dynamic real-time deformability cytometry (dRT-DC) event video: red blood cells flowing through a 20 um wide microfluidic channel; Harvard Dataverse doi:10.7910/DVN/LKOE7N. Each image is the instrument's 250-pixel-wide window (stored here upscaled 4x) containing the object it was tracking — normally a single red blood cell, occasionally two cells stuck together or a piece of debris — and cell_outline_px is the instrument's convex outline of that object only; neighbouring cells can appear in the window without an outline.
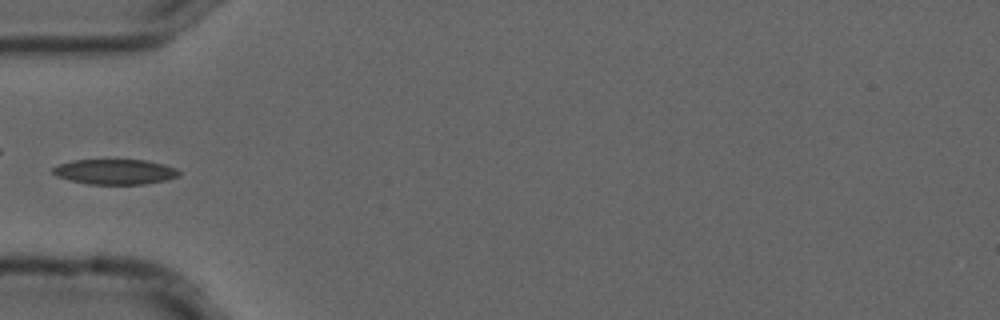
{"species": "common noctule bat (a hibernating species)", "species_latin": "Nyctalus noctula", "temperature_condition": "cold", "stored_images_in_passage": 4, "camera_frame_rate_fps": 3000, "um_per_image_px": 0.085, "animal": {"sex": "male", "forearm_length_mm": 52.5}, "frame": {"image": 1, "passage_image": 3, "time_ms": 0.667, "image_size_px": [1000, 320], "cell_outline_px": [[180, 176], [168, 180], [144, 184], [88, 184], [68, 180], [56, 176], [52, 172], [52, 168], [60, 164], [72, 160], [144, 160], [164, 164], [176, 168], [180, 172]], "centroid_in_image_um": [9.79, 14.6], "position_along_channel_um": 75.2, "area_um2": 18.61}}
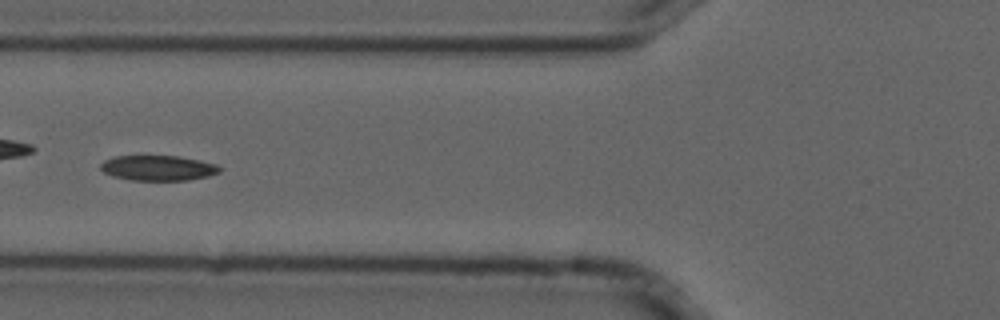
{"frame": {"image": 2, "passage_image": 4, "time_ms": 1.0, "image_size_px": [1000, 320], "cell_outline_px": [[224, 168], [220, 172], [208, 176], [188, 180], [132, 180], [112, 176], [104, 172], [100, 168], [100, 164], [104, 160], [116, 156], [176, 156], [200, 160], [216, 164]], "centroid_in_image_um": [13.46, 14.28], "position_along_channel_um": 112.3, "area_um2": 17.51}}